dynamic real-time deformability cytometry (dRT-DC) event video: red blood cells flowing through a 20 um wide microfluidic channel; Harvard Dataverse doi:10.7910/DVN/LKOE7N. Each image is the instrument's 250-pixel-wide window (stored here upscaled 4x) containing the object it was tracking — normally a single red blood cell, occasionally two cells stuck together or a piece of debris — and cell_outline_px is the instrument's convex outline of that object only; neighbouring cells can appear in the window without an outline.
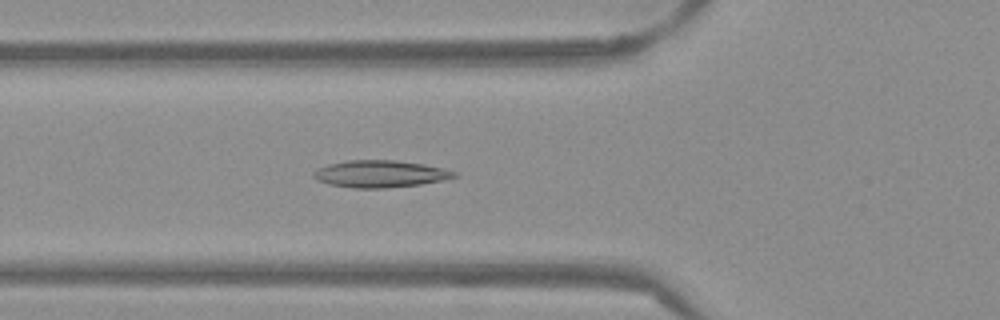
{"species": "Egyptian fruit bat (a non-hibernating species)", "species_latin": "Rousettus aegyptiacus", "temperature_condition": "warm", "stored_images_in_passage": 52, "camera_frame_rate_fps": 3000, "um_per_image_px": 0.085, "frame": {"image": 1, "passage_image": 19, "time_ms": 6.0, "image_size_px": [1000, 320], "cell_outline_px": [[456, 176], [444, 180], [420, 184], [384, 188], [352, 188], [328, 184], [316, 180], [312, 176], [312, 172], [316, 168], [328, 164], [348, 160], [396, 160], [424, 164], [444, 168], [456, 172]], "centroid_in_image_um": [32.26, 14.77], "position_along_channel_um": 93.5, "area_um2": 22.31}}
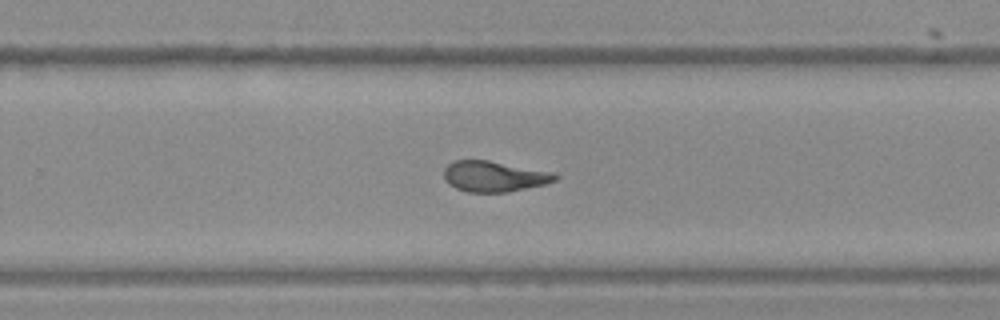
{"frame": {"image": 2, "passage_image": 34, "time_ms": 11.0, "image_size_px": [1000, 320], "cell_outline_px": [[560, 176], [556, 180], [544, 184], [508, 192], [468, 192], [456, 188], [448, 184], [444, 180], [444, 168], [448, 164], [456, 160], [488, 160], [556, 172]], "centroid_in_image_um": [42.02, 14.98], "position_along_channel_um": 287.8, "area_um2": 20.06}}
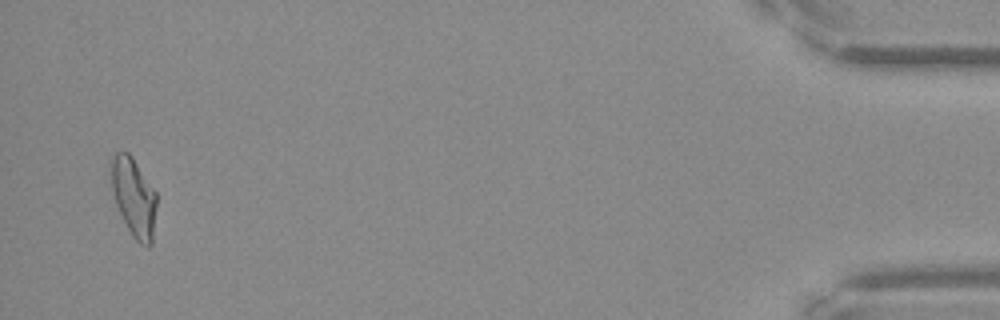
{"frame": {"image": 3, "passage_image": 51, "time_ms": 16.667, "image_size_px": [1000, 320], "cell_outline_px": [[156, 208], [152, 244], [148, 248], [140, 244], [132, 236], [116, 204], [112, 192], [112, 156], [116, 152], [128, 152], [132, 156], [156, 192]], "centroid_in_image_um": [11.4, 16.79], "position_along_channel_um": 423.8, "area_um2": 20.63}, "authors_computed_cell_mechanics": {"area_um2": 20.7502, "velocity_mm_per_s": 3.8764, "shape_relaxation_time_tau1_ms": null, "shape_relaxation_time_tau2_ms": 1.7327, "deformation_change_tau1": null, "deformation_change_tau2": 0.0907}}